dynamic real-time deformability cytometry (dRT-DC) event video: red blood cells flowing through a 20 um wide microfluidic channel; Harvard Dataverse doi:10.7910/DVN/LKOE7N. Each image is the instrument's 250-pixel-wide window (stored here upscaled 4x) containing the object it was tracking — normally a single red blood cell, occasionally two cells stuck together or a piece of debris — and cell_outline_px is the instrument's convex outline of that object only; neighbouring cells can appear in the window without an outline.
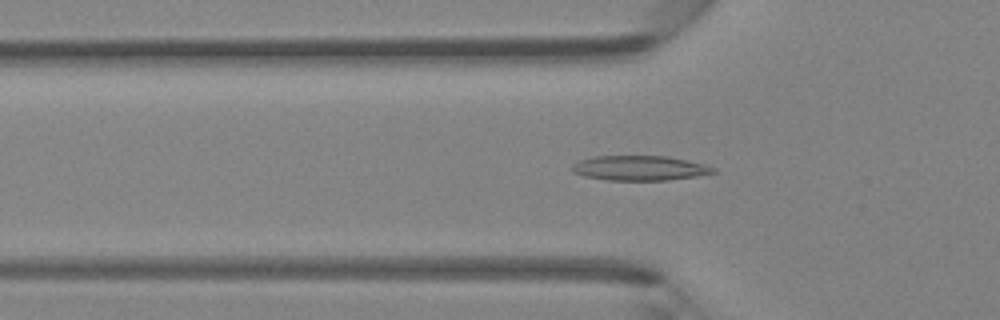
{"species": "Egyptian fruit bat (a non-hibernating species)", "species_latin": "Rousettus aegyptiacus", "temperature_condition": "room temperature", "stored_images_in_passage": 45, "camera_frame_rate_fps": 3000, "um_per_image_px": 0.085, "animal": {"sex": "female"}, "frame": {"image": 1, "passage_image": 15, "time_ms": 4.667, "image_size_px": [1000, 320], "cell_outline_px": [[716, 172], [696, 176], [668, 180], [608, 180], [584, 176], [572, 172], [572, 164], [580, 160], [592, 156], [668, 156], [688, 160], [704, 164], [716, 168]], "centroid_in_image_um": [54.37, 14.28], "position_along_channel_um": 71.4, "area_um2": 20.46}}
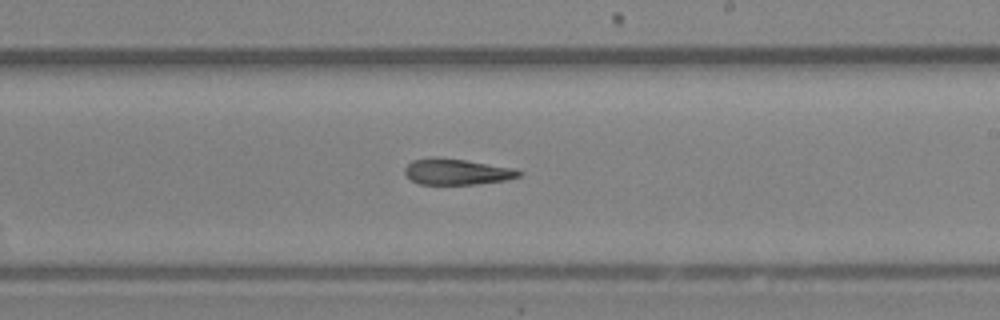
{"frame": {"image": 2, "passage_image": 27, "time_ms": 8.667, "image_size_px": [1000, 320], "cell_outline_px": [[524, 172], [520, 176], [504, 180], [476, 184], [420, 184], [412, 180], [404, 172], [404, 168], [412, 160], [436, 156], [440, 156], [512, 168]], "centroid_in_image_um": [38.79, 14.59], "position_along_channel_um": 250.2, "area_um2": 17.17}}
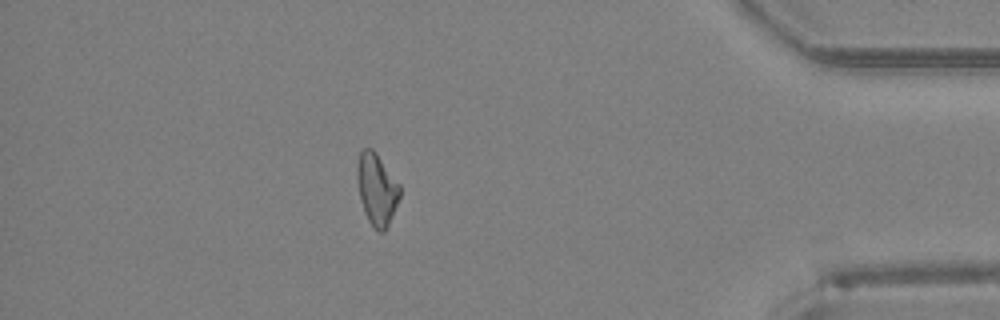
{"frame": {"image": 3, "passage_image": 40, "time_ms": 13.0, "image_size_px": [1000, 320], "cell_outline_px": [[400, 196], [388, 224], [384, 232], [380, 232], [368, 220], [364, 212], [360, 200], [356, 176], [356, 164], [360, 152], [364, 148], [372, 148], [376, 152], [400, 184]], "centroid_in_image_um": [32.01, 16.04], "position_along_channel_um": 403.2, "area_um2": 17.8}}